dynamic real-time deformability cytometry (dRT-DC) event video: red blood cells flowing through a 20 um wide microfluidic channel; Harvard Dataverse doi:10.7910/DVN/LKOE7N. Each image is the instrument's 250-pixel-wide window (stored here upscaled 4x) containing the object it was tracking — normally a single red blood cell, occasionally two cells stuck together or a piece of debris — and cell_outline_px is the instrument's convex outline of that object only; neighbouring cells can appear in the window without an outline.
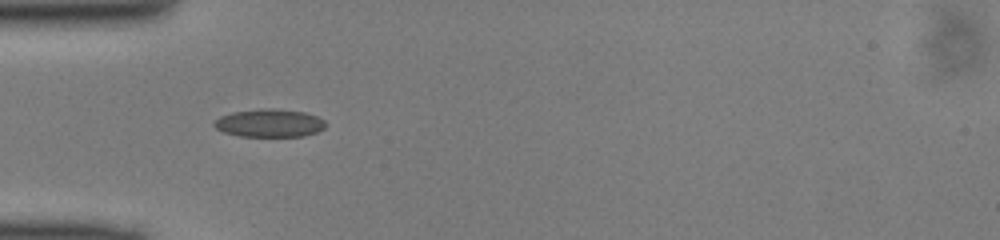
{"species": "common noctule bat (a hibernating species)", "species_latin": "Nyctalus noctula", "temperature_condition": "cold", "stored_images_in_passage": 10, "camera_frame_rate_fps": 3000, "um_per_image_px": 0.085, "animal": {"sex": "male", "body_mass_g": 13.0, "forearm_length_mm": 53.1}, "frame": {"image": 1, "passage_image": 4, "time_ms": 1.0, "image_size_px": [1000, 240], "cell_outline_px": [[328, 124], [324, 128], [316, 132], [304, 136], [240, 136], [224, 132], [216, 128], [212, 124], [220, 116], [232, 112], [260, 108], [276, 108], [304, 112], [316, 116], [324, 120]], "centroid_in_image_um": [22.91, 10.45], "position_along_channel_um": 62.1, "area_um2": 18.26}}
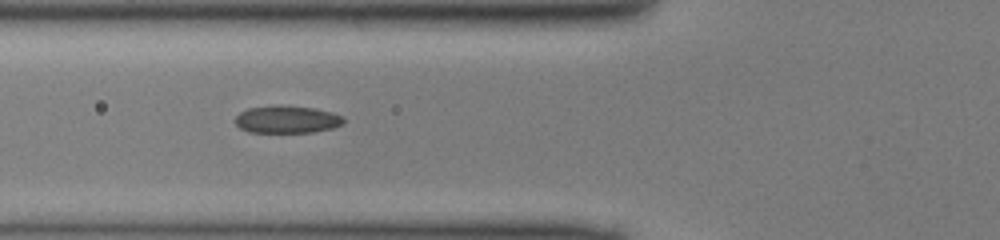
{"frame": {"image": 2, "passage_image": 7, "time_ms": 2.0, "image_size_px": [1000, 240], "cell_outline_px": [[344, 120], [340, 124], [332, 128], [312, 132], [248, 132], [240, 128], [236, 124], [236, 116], [240, 112], [248, 108], [276, 104], [280, 104], [316, 108], [332, 112], [344, 116]], "centroid_in_image_um": [24.38, 10.13], "position_along_channel_um": 101.4, "area_um2": 17.51}}